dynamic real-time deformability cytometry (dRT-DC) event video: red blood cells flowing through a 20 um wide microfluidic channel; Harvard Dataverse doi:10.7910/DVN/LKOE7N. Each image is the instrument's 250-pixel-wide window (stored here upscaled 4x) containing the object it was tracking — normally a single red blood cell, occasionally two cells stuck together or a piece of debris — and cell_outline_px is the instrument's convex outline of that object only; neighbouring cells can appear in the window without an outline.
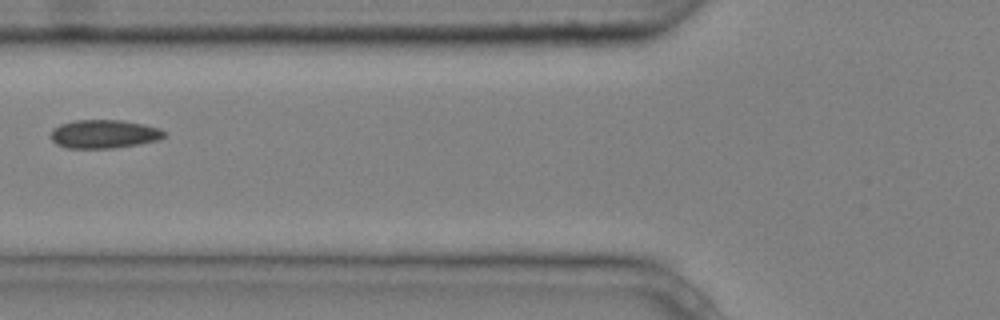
{"species": "common noctule bat (a hibernating species)", "species_latin": "Nyctalus noctula", "temperature_condition": "cold", "stored_images_in_passage": 5, "camera_frame_rate_fps": 3000, "um_per_image_px": 0.085, "animal": {"sex": "male", "body_mass_g": 20.4}, "frame": {"image": 1, "passage_image": 5, "time_ms": 1.333, "image_size_px": [1000, 320], "cell_outline_px": [[168, 136], [160, 140], [112, 148], [68, 148], [56, 144], [52, 140], [52, 128], [60, 124], [76, 120], [124, 120], [144, 124], [160, 128]], "centroid_in_image_um": [8.87, 11.38], "position_along_channel_um": 116.9, "area_um2": 18.9}}